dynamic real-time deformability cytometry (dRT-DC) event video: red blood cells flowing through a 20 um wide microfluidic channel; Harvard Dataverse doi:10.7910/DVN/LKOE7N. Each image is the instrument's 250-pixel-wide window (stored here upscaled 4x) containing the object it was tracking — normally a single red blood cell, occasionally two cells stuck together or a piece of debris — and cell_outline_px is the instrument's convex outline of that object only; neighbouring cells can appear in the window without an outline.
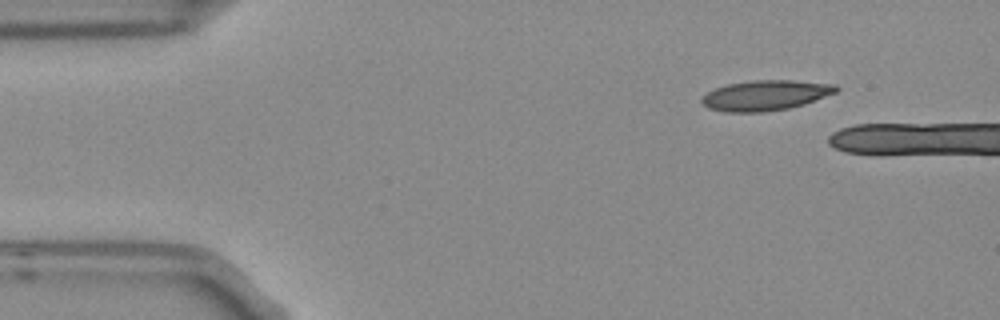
{"species": "Egyptian fruit bat (a non-hibernating species)", "species_latin": "Rousettus aegyptiacus", "temperature_condition": "room temperature", "stored_images_in_passage": 6, "segment_of_instrument_passage": [2, 2], "camera_frame_rate_fps": 3000, "um_per_image_px": 0.085, "frame": {"image": 1, "passage_image": 6, "time_ms": 1.667, "image_size_px": [1000, 320], "cell_outline_px": [[840, 88], [836, 92], [804, 104], [788, 108], [764, 112], [724, 112], [708, 108], [700, 100], [708, 92], [716, 88], [728, 84], [752, 80], [792, 80], [836, 84]], "centroid_in_image_um": [65.08, 8.1], "position_along_channel_um": 19.9, "area_um2": 23.58}}